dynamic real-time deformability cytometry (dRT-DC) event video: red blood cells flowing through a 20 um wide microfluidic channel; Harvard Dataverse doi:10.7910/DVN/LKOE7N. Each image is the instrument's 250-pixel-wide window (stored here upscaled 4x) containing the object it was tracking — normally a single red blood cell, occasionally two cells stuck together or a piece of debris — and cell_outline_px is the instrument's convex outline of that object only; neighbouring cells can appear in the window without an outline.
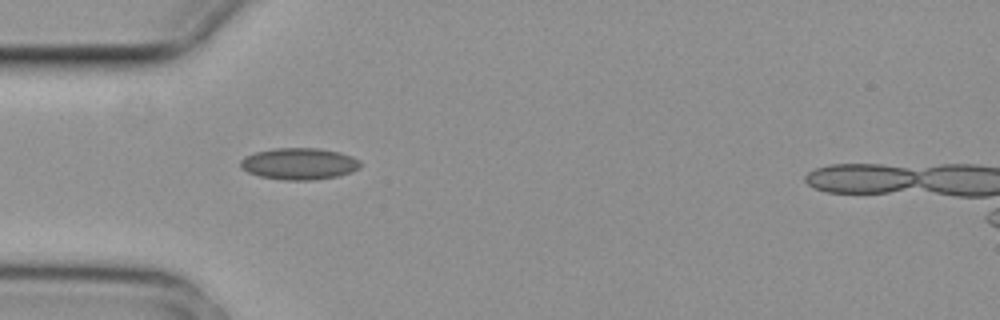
{"species": "common noctule bat (a hibernating species)", "species_latin": "Nyctalus noctula", "temperature_condition": "cold", "stored_images_in_passage": 5, "camera_frame_rate_fps": 3000, "um_per_image_px": 0.085, "animal": {"sex": "female", "body_mass_g": 29.2, "forearm_length_mm": 56.3}, "frame": {"image": 1, "passage_image": 4, "time_ms": 1.0, "image_size_px": [1000, 320], "cell_outline_px": [[360, 168], [352, 172], [336, 176], [312, 180], [284, 180], [260, 176], [248, 172], [240, 168], [240, 160], [244, 156], [256, 152], [272, 148], [320, 148], [340, 152], [352, 156], [360, 160]], "centroid_in_image_um": [25.42, 13.91], "position_along_channel_um": 59.6, "area_um2": 22.25}}
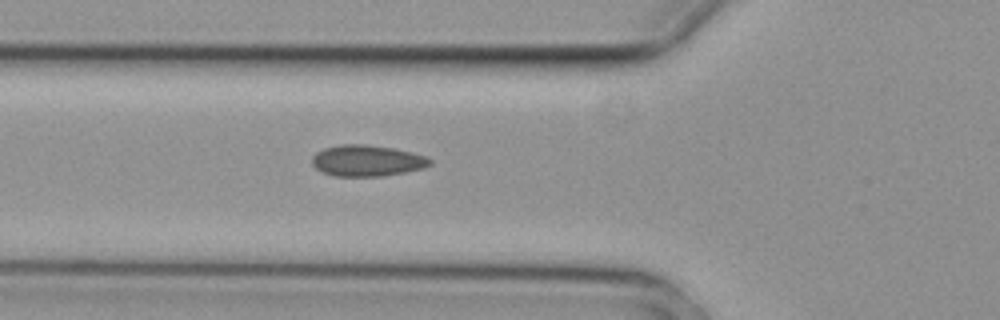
{"frame": {"image": 2, "passage_image": 5, "time_ms": 1.333, "image_size_px": [1000, 320], "cell_outline_px": [[432, 164], [424, 168], [404, 172], [380, 176], [332, 176], [320, 172], [312, 164], [312, 156], [316, 152], [324, 148], [340, 144], [364, 144], [392, 148], [412, 152], [428, 156], [432, 160]], "centroid_in_image_um": [31.19, 13.65], "position_along_channel_um": 94.6, "area_um2": 21.62}}